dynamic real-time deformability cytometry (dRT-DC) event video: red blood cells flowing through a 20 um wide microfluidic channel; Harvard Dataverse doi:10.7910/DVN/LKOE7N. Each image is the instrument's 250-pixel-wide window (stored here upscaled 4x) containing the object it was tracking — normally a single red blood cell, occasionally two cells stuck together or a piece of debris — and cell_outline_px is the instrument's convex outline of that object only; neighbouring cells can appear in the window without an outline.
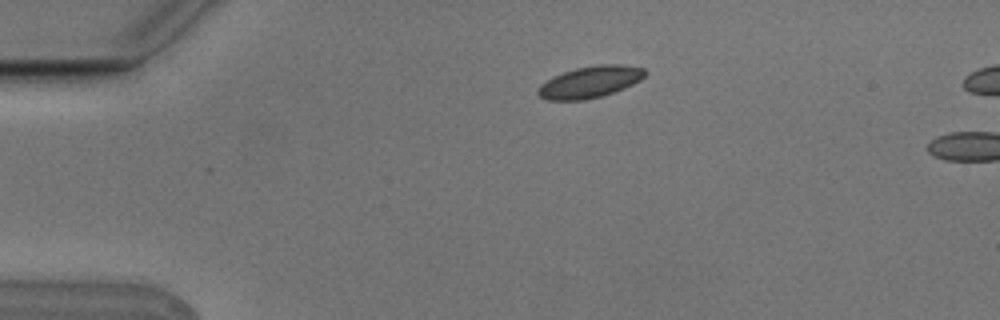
{"species": "Egyptian fruit bat (a non-hibernating species)", "species_latin": "Rousettus aegyptiacus", "temperature_condition": "cold", "stored_images_in_passage": 2, "camera_frame_rate_fps": 3000, "um_per_image_px": 0.085, "animal": {"sex": "male"}, "frame": {"image": 1, "passage_image": 1, "time_ms": 0.0, "image_size_px": [1000, 320], "cell_outline_px": [[648, 72], [640, 80], [624, 88], [600, 96], [584, 100], [548, 100], [540, 96], [536, 92], [536, 88], [540, 84], [552, 76], [576, 68], [600, 64], [624, 64], [644, 68]], "centroid_in_image_um": [50.14, 6.96], "position_along_channel_um": 34.9, "area_um2": 19.77}}